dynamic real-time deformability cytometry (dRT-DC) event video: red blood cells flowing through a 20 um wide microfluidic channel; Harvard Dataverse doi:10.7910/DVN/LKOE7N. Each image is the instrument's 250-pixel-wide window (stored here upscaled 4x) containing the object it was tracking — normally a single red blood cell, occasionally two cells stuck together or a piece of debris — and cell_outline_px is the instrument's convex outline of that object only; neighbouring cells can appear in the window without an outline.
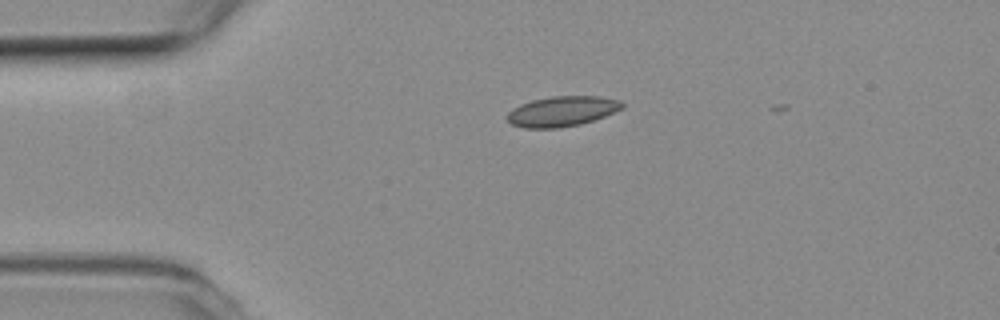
{"species": "common noctule bat (a hibernating species)", "species_latin": "Nyctalus noctula", "temperature_condition": "room temperature", "stored_images_in_passage": 3, "camera_frame_rate_fps": 3000, "um_per_image_px": 0.085, "animal": {"sex": "female", "body_mass_g": 19.3, "forearm_length_mm": 54.1}, "frame": {"image": 1, "passage_image": 1, "time_ms": 0.0, "image_size_px": [1000, 320], "cell_outline_px": [[624, 108], [604, 116], [580, 124], [560, 128], [524, 128], [512, 124], [508, 120], [508, 112], [512, 108], [520, 104], [532, 100], [552, 96], [600, 96], [620, 100], [624, 104]], "centroid_in_image_um": [47.78, 9.45], "position_along_channel_um": 37.2, "area_um2": 20.23}}